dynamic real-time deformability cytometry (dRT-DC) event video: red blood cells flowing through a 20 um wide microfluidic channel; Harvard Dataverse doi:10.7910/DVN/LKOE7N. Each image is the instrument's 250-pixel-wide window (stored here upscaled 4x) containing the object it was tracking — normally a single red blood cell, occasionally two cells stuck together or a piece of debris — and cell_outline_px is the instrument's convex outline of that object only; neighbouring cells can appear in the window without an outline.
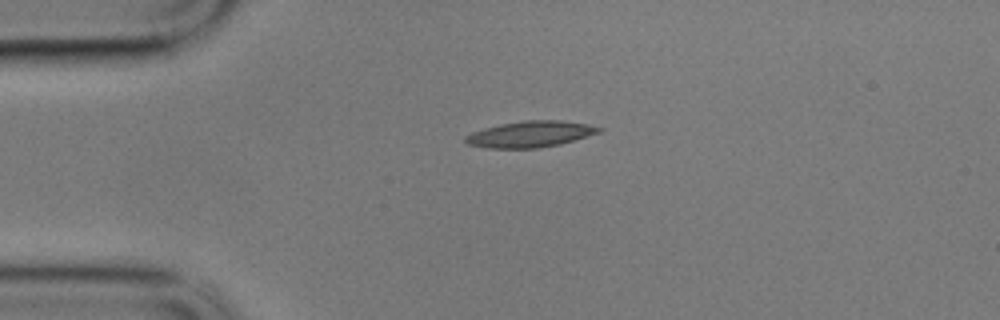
{"species": "common noctule bat (a hibernating species)", "species_latin": "Nyctalus noctula", "temperature_condition": "cold", "stored_images_in_passage": 46, "camera_frame_rate_fps": 3000, "um_per_image_px": 0.085, "animal": {"sex": "male", "body_mass_g": 17.9}, "frame": {"image": 1, "passage_image": 1, "time_ms": 0.0, "image_size_px": [1000, 320], "cell_outline_px": [[604, 128], [600, 132], [560, 144], [540, 148], [488, 148], [468, 144], [464, 140], [464, 136], [472, 132], [484, 128], [500, 124], [524, 120], [560, 120], [588, 124]], "centroid_in_image_um": [45.07, 11.4], "position_along_channel_um": 39.9, "area_um2": 20.35}}
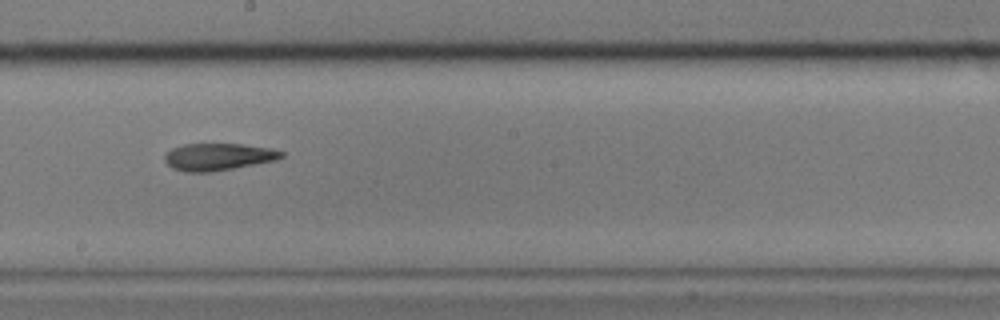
{"frame": {"image": 2, "passage_image": 20, "time_ms": 6.333, "image_size_px": [1000, 320], "cell_outline_px": [[284, 156], [276, 160], [212, 172], [184, 172], [172, 168], [164, 160], [164, 156], [172, 148], [184, 144], [240, 144], [272, 148], [284, 152]], "centroid_in_image_um": [18.55, 13.33], "position_along_channel_um": 229.7, "area_um2": 18.44}}
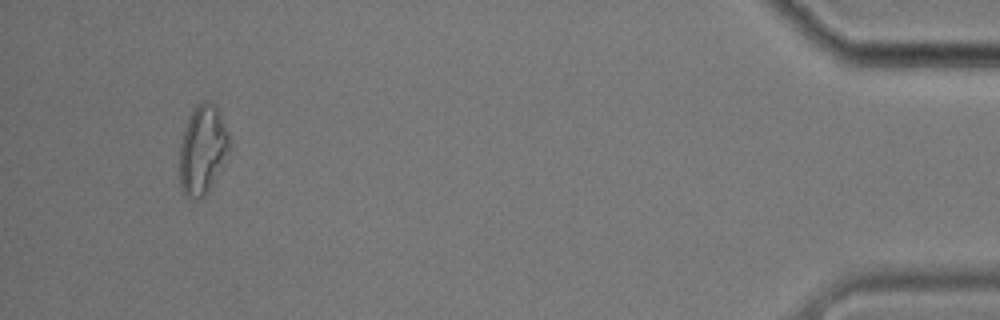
{"frame": {"image": 3, "passage_image": 43, "time_ms": 14.0, "image_size_px": [1000, 320], "cell_outline_px": [[232, 144], [208, 192], [200, 200], [188, 200], [184, 196], [180, 188], [180, 144], [188, 120], [196, 104], [204, 100], [208, 100], [216, 104], [228, 132]], "centroid_in_image_um": [17.22, 12.75], "position_along_channel_um": 418.0, "area_um2": 26.07}, "authors_computed_cell_mechanics": {"area_um2": 19.5364, "velocity_mm_per_s": 3.3944, "shape_relaxation_time_tau1_ms": null, "shape_relaxation_time_tau2_ms": 5.4818, "deformation_change_tau1": null, "deformation_change_tau2": 0.1548}}